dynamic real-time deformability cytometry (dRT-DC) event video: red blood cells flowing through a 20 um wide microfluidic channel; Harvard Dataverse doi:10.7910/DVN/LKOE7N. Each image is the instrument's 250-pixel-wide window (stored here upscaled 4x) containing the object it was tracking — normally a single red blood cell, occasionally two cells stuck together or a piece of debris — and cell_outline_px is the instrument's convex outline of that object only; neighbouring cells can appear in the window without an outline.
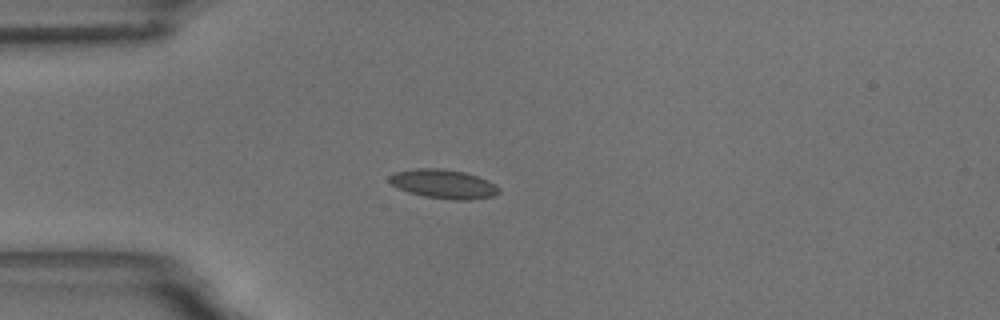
{"species": "common noctule bat (a hibernating species)", "species_latin": "Nyctalus noctula", "temperature_condition": "room temperature", "stored_images_in_passage": 43, "camera_frame_rate_fps": 3000, "um_per_image_px": 0.085, "animal": {"sex": "male", "body_mass_g": 18.8}, "frame": {"image": 1, "passage_image": 1, "time_ms": 0.0, "image_size_px": [1000, 320], "cell_outline_px": [[500, 192], [492, 196], [468, 200], [452, 200], [424, 196], [408, 192], [392, 184], [388, 180], [388, 176], [396, 172], [416, 168], [440, 168], [464, 172], [488, 180], [496, 184], [500, 188]], "centroid_in_image_um": [37.71, 15.64], "position_along_channel_um": 47.3, "area_um2": 18.5}}
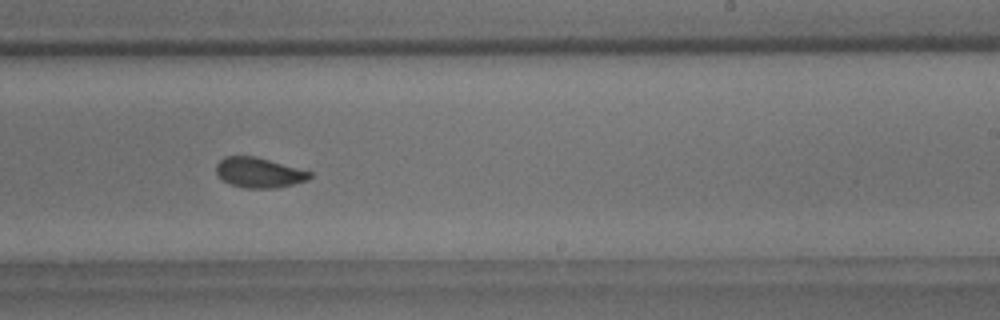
{"frame": {"image": 2, "passage_image": 21, "time_ms": 6.667, "image_size_px": [1000, 320], "cell_outline_px": [[312, 176], [308, 180], [276, 188], [244, 188], [232, 184], [224, 180], [216, 172], [216, 164], [224, 156], [256, 156], [312, 172]], "centroid_in_image_um": [22.02, 14.66], "position_along_channel_um": 267.0, "area_um2": 16.3}}
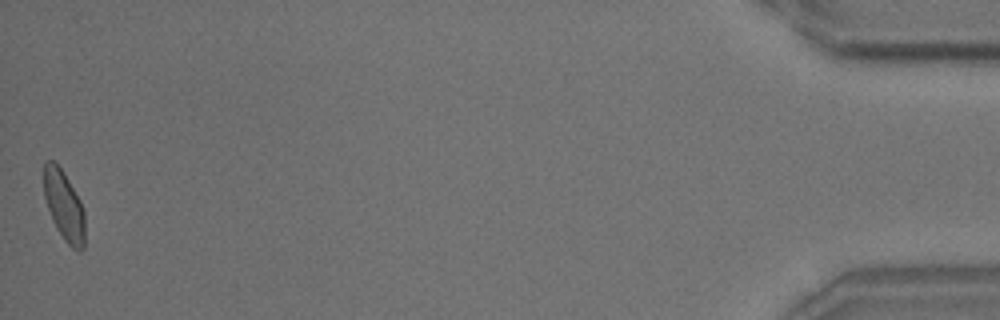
{"frame": {"image": 3, "passage_image": 43, "time_ms": 14.0, "image_size_px": [1000, 320], "cell_outline_px": [[84, 248], [80, 252], [76, 252], [64, 240], [56, 228], [52, 220], [44, 196], [44, 164], [48, 160], [52, 160], [60, 168], [68, 180], [80, 200], [84, 212]], "centroid_in_image_um": [5.45, 17.54], "position_along_channel_um": 429.8, "area_um2": 16.59}, "authors_computed_cell_mechanics": {"area_um2": 16.8776, "velocity_mm_per_s": 3.5124, "shape_relaxation_time_tau1_ms": 5.1382, "shape_relaxation_time_tau2_ms": 1.2966, "deformation_change_tau1": 0.0959, "deformation_change_tau2": 0.0519}}